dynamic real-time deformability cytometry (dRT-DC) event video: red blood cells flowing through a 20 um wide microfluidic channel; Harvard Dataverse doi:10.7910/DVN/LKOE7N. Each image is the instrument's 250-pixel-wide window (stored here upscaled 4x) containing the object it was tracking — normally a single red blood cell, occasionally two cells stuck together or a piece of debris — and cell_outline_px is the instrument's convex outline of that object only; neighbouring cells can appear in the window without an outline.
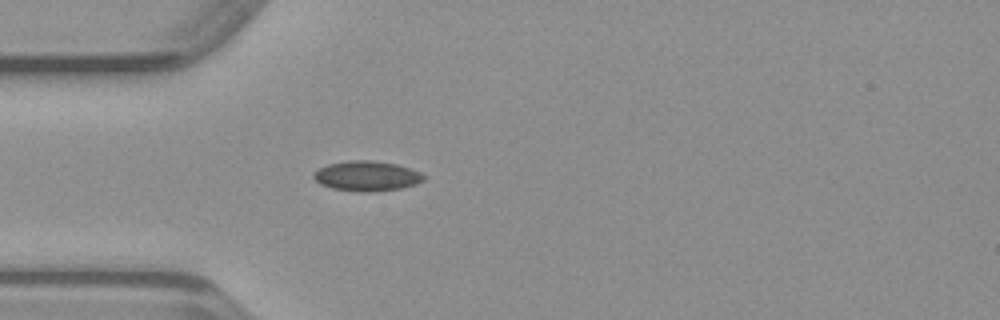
{"species": "common noctule bat (a hibernating species)", "species_latin": "Nyctalus noctula", "temperature_condition": "warm", "stored_images_in_passage": 36, "camera_frame_rate_fps": 3000, "um_per_image_px": 0.085, "animal": {"sex": "male", "body_mass_g": 23.1, "forearm_length_mm": 52.7}, "frame": {"image": 1, "passage_image": 1, "time_ms": 0.0, "image_size_px": [1000, 320], "cell_outline_px": [[424, 180], [416, 184], [404, 188], [368, 192], [360, 192], [332, 188], [320, 184], [312, 176], [312, 172], [328, 164], [348, 160], [372, 160], [396, 164], [420, 172], [424, 176]], "centroid_in_image_um": [31.16, 14.96], "position_along_channel_um": 53.8, "area_um2": 19.31}}
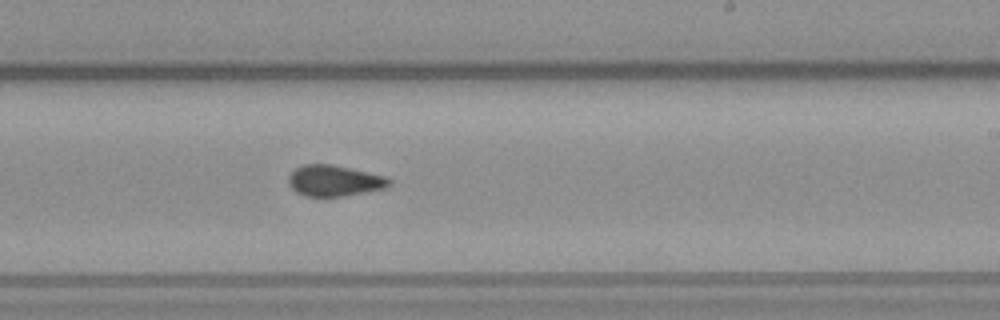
{"frame": {"image": 2, "passage_image": 16, "time_ms": 5.0, "image_size_px": [1000, 320], "cell_outline_px": [[392, 184], [384, 188], [344, 196], [304, 196], [296, 192], [288, 184], [288, 176], [296, 168], [304, 164], [332, 164], [384, 176], [392, 180]], "centroid_in_image_um": [28.39, 15.36], "position_along_channel_um": 260.6, "area_um2": 18.09}}
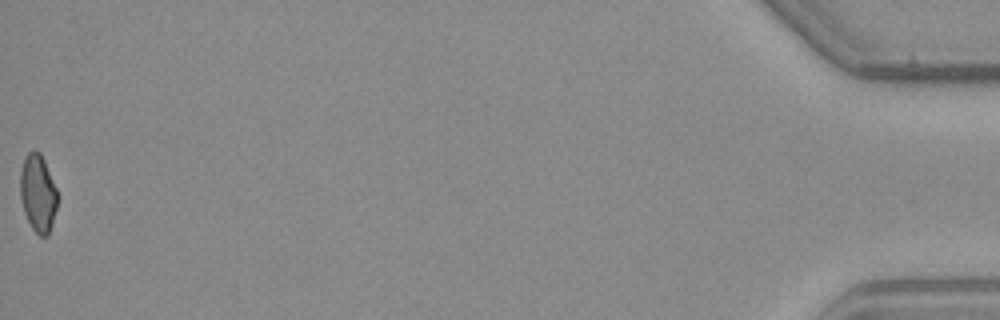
{"frame": {"image": 3, "passage_image": 36, "time_ms": 11.667, "image_size_px": [1000, 320], "cell_outline_px": [[56, 208], [52, 224], [48, 236], [40, 236], [32, 228], [24, 212], [20, 196], [20, 172], [24, 160], [28, 152], [40, 152], [44, 160], [56, 188]], "centroid_in_image_um": [3.21, 16.44], "position_along_channel_um": 432.0, "area_um2": 16.47}}